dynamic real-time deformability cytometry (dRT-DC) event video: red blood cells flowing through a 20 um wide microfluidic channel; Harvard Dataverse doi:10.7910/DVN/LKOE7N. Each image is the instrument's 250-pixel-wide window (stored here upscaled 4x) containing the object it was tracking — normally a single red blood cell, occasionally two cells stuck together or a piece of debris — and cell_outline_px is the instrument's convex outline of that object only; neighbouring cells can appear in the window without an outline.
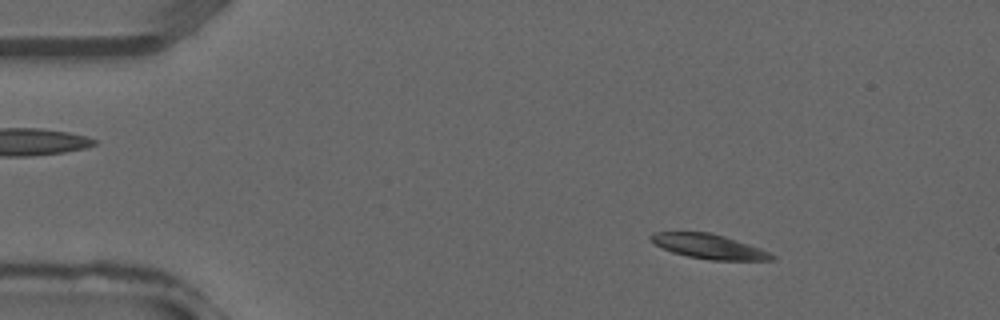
{"species": "common noctule bat (a hibernating species)", "species_latin": "Nyctalus noctula", "temperature_condition": "warm", "stored_images_in_passage": 38, "segment_of_instrument_passage": [1, 2], "camera_frame_rate_fps": 3000, "um_per_image_px": 0.085, "animal": {"sex": "male", "forearm_length_mm": 52.5}, "frame": {"image": 1, "passage_image": 5, "time_ms": 1.333, "image_size_px": [1000, 320], "cell_outline_px": [[776, 256], [772, 260], [712, 260], [688, 256], [672, 252], [656, 244], [648, 236], [652, 232], [708, 232], [724, 236], [760, 248]], "centroid_in_image_um": [60.25, 20.94], "position_along_channel_um": 24.7, "area_um2": 17.05}}
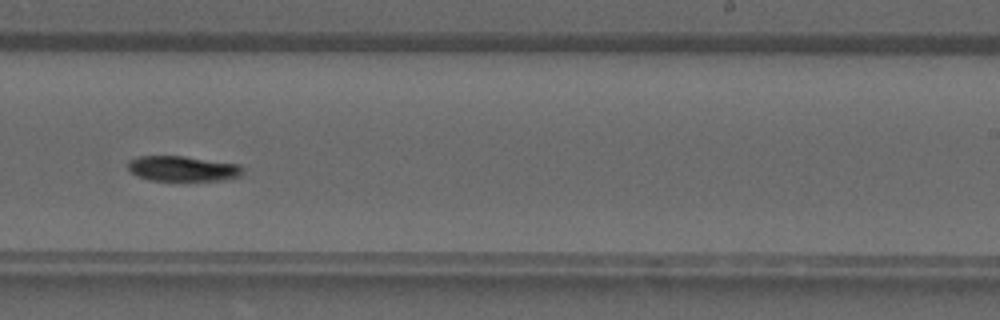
{"frame": {"image": 2, "passage_image": 23, "time_ms": 7.333, "image_size_px": [1000, 320], "cell_outline_px": [[244, 172], [240, 176], [224, 180], [148, 180], [136, 176], [128, 168], [128, 160], [136, 156], [184, 156], [240, 164], [244, 168]], "centroid_in_image_um": [15.54, 14.32], "position_along_channel_um": 273.5, "area_um2": 17.05}}
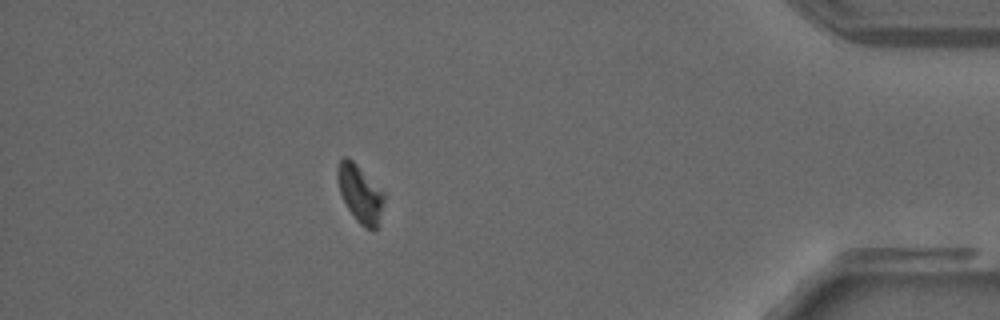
{"frame": {"image": 3, "passage_image": 33, "time_ms": 10.667, "image_size_px": [1000, 320], "cell_outline_px": [[384, 200], [376, 228], [372, 232], [364, 228], [356, 220], [348, 208], [340, 192], [336, 176], [336, 168], [340, 160], [344, 156], [348, 156], [384, 192]], "centroid_in_image_um": [30.58, 16.45], "position_along_channel_um": 404.6, "area_um2": 15.43}}